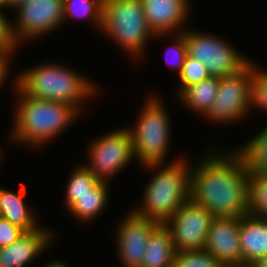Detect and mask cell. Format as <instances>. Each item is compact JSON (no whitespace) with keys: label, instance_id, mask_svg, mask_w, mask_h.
I'll list each match as a JSON object with an SVG mask.
<instances>
[{"label":"cell","instance_id":"1","mask_svg":"<svg viewBox=\"0 0 267 267\" xmlns=\"http://www.w3.org/2000/svg\"><path fill=\"white\" fill-rule=\"evenodd\" d=\"M216 149L210 146L191 166L190 199L214 217L240 218L249 214L250 175L235 149Z\"/></svg>","mask_w":267,"mask_h":267},{"label":"cell","instance_id":"2","mask_svg":"<svg viewBox=\"0 0 267 267\" xmlns=\"http://www.w3.org/2000/svg\"><path fill=\"white\" fill-rule=\"evenodd\" d=\"M13 90L18 96L11 127V143L41 148L53 141L62 131L72 126L80 113L75 107L62 102L27 96L17 85L14 77Z\"/></svg>","mask_w":267,"mask_h":267},{"label":"cell","instance_id":"3","mask_svg":"<svg viewBox=\"0 0 267 267\" xmlns=\"http://www.w3.org/2000/svg\"><path fill=\"white\" fill-rule=\"evenodd\" d=\"M32 67L15 74L16 85L27 96L67 103L81 113L83 104L98 94L94 81L68 65L47 62Z\"/></svg>","mask_w":267,"mask_h":267},{"label":"cell","instance_id":"4","mask_svg":"<svg viewBox=\"0 0 267 267\" xmlns=\"http://www.w3.org/2000/svg\"><path fill=\"white\" fill-rule=\"evenodd\" d=\"M142 166L145 170H153L155 174L143 189L141 206L132 211L164 224L190 199L191 164L183 157H178L168 164L151 163Z\"/></svg>","mask_w":267,"mask_h":267},{"label":"cell","instance_id":"5","mask_svg":"<svg viewBox=\"0 0 267 267\" xmlns=\"http://www.w3.org/2000/svg\"><path fill=\"white\" fill-rule=\"evenodd\" d=\"M100 32L133 60L145 54L151 37L167 36L150 30L141 0H104Z\"/></svg>","mask_w":267,"mask_h":267},{"label":"cell","instance_id":"6","mask_svg":"<svg viewBox=\"0 0 267 267\" xmlns=\"http://www.w3.org/2000/svg\"><path fill=\"white\" fill-rule=\"evenodd\" d=\"M149 95L134 127L128 129L139 165L166 163L170 148L172 126L170 116L164 108L166 105L161 100L162 97L152 93Z\"/></svg>","mask_w":267,"mask_h":267},{"label":"cell","instance_id":"7","mask_svg":"<svg viewBox=\"0 0 267 267\" xmlns=\"http://www.w3.org/2000/svg\"><path fill=\"white\" fill-rule=\"evenodd\" d=\"M188 29L183 31L187 55L205 65L210 76L234 75L252 61L219 35Z\"/></svg>","mask_w":267,"mask_h":267},{"label":"cell","instance_id":"8","mask_svg":"<svg viewBox=\"0 0 267 267\" xmlns=\"http://www.w3.org/2000/svg\"><path fill=\"white\" fill-rule=\"evenodd\" d=\"M96 138L87 146L89 163L84 165L100 181L109 182L110 178L136 160L132 138L127 127L114 129Z\"/></svg>","mask_w":267,"mask_h":267},{"label":"cell","instance_id":"9","mask_svg":"<svg viewBox=\"0 0 267 267\" xmlns=\"http://www.w3.org/2000/svg\"><path fill=\"white\" fill-rule=\"evenodd\" d=\"M251 61L240 72L219 78V88L215 101L203 116L212 123H234L243 119L250 112Z\"/></svg>","mask_w":267,"mask_h":267},{"label":"cell","instance_id":"10","mask_svg":"<svg viewBox=\"0 0 267 267\" xmlns=\"http://www.w3.org/2000/svg\"><path fill=\"white\" fill-rule=\"evenodd\" d=\"M14 11L12 29L19 44L44 37L64 24L63 0H25Z\"/></svg>","mask_w":267,"mask_h":267},{"label":"cell","instance_id":"11","mask_svg":"<svg viewBox=\"0 0 267 267\" xmlns=\"http://www.w3.org/2000/svg\"><path fill=\"white\" fill-rule=\"evenodd\" d=\"M214 216L203 206L187 200L164 225L169 229L176 251L204 248Z\"/></svg>","mask_w":267,"mask_h":267},{"label":"cell","instance_id":"12","mask_svg":"<svg viewBox=\"0 0 267 267\" xmlns=\"http://www.w3.org/2000/svg\"><path fill=\"white\" fill-rule=\"evenodd\" d=\"M115 245L123 267H141L150 233L160 224L132 210L119 221Z\"/></svg>","mask_w":267,"mask_h":267},{"label":"cell","instance_id":"13","mask_svg":"<svg viewBox=\"0 0 267 267\" xmlns=\"http://www.w3.org/2000/svg\"><path fill=\"white\" fill-rule=\"evenodd\" d=\"M223 266H243L240 244V218L214 217L204 248Z\"/></svg>","mask_w":267,"mask_h":267},{"label":"cell","instance_id":"14","mask_svg":"<svg viewBox=\"0 0 267 267\" xmlns=\"http://www.w3.org/2000/svg\"><path fill=\"white\" fill-rule=\"evenodd\" d=\"M147 24L154 34H176L186 29L191 0H141Z\"/></svg>","mask_w":267,"mask_h":267},{"label":"cell","instance_id":"15","mask_svg":"<svg viewBox=\"0 0 267 267\" xmlns=\"http://www.w3.org/2000/svg\"><path fill=\"white\" fill-rule=\"evenodd\" d=\"M56 231L41 227L25 232L9 246L0 248V267H26L52 246ZM54 239V240H53ZM52 243V244H51Z\"/></svg>","mask_w":267,"mask_h":267},{"label":"cell","instance_id":"16","mask_svg":"<svg viewBox=\"0 0 267 267\" xmlns=\"http://www.w3.org/2000/svg\"><path fill=\"white\" fill-rule=\"evenodd\" d=\"M240 244L243 266L267 257V221L252 214L240 217Z\"/></svg>","mask_w":267,"mask_h":267},{"label":"cell","instance_id":"17","mask_svg":"<svg viewBox=\"0 0 267 267\" xmlns=\"http://www.w3.org/2000/svg\"><path fill=\"white\" fill-rule=\"evenodd\" d=\"M25 186L26 184L22 183V187L17 193L0 187V216L22 228L25 232H31L43 225L37 223L38 220L34 215L36 213H33L31 206L28 208V205L25 204Z\"/></svg>","mask_w":267,"mask_h":267},{"label":"cell","instance_id":"18","mask_svg":"<svg viewBox=\"0 0 267 267\" xmlns=\"http://www.w3.org/2000/svg\"><path fill=\"white\" fill-rule=\"evenodd\" d=\"M176 252L169 229L159 224L148 237L141 267H172Z\"/></svg>","mask_w":267,"mask_h":267},{"label":"cell","instance_id":"19","mask_svg":"<svg viewBox=\"0 0 267 267\" xmlns=\"http://www.w3.org/2000/svg\"><path fill=\"white\" fill-rule=\"evenodd\" d=\"M219 88V78L212 77L186 87L178 96V100L186 108L202 117L209 111Z\"/></svg>","mask_w":267,"mask_h":267},{"label":"cell","instance_id":"20","mask_svg":"<svg viewBox=\"0 0 267 267\" xmlns=\"http://www.w3.org/2000/svg\"><path fill=\"white\" fill-rule=\"evenodd\" d=\"M109 184L100 181L90 193L78 197V200L67 210L79 223L91 222L97 219L105 210L109 200Z\"/></svg>","mask_w":267,"mask_h":267},{"label":"cell","instance_id":"21","mask_svg":"<svg viewBox=\"0 0 267 267\" xmlns=\"http://www.w3.org/2000/svg\"><path fill=\"white\" fill-rule=\"evenodd\" d=\"M235 150L243 158L249 175L267 177V124Z\"/></svg>","mask_w":267,"mask_h":267},{"label":"cell","instance_id":"22","mask_svg":"<svg viewBox=\"0 0 267 267\" xmlns=\"http://www.w3.org/2000/svg\"><path fill=\"white\" fill-rule=\"evenodd\" d=\"M104 0H63L64 25L69 19L86 20L101 29Z\"/></svg>","mask_w":267,"mask_h":267},{"label":"cell","instance_id":"23","mask_svg":"<svg viewBox=\"0 0 267 267\" xmlns=\"http://www.w3.org/2000/svg\"><path fill=\"white\" fill-rule=\"evenodd\" d=\"M70 174L63 201L67 210L78 200V197L90 193V190L100 182L82 163L72 169Z\"/></svg>","mask_w":267,"mask_h":267},{"label":"cell","instance_id":"24","mask_svg":"<svg viewBox=\"0 0 267 267\" xmlns=\"http://www.w3.org/2000/svg\"><path fill=\"white\" fill-rule=\"evenodd\" d=\"M248 197L249 214L267 216V177L250 175Z\"/></svg>","mask_w":267,"mask_h":267},{"label":"cell","instance_id":"25","mask_svg":"<svg viewBox=\"0 0 267 267\" xmlns=\"http://www.w3.org/2000/svg\"><path fill=\"white\" fill-rule=\"evenodd\" d=\"M207 67L199 62L197 59L186 56L183 68L178 75L179 85L177 87L176 95L178 96L186 87L199 83L202 80L209 78Z\"/></svg>","mask_w":267,"mask_h":267},{"label":"cell","instance_id":"26","mask_svg":"<svg viewBox=\"0 0 267 267\" xmlns=\"http://www.w3.org/2000/svg\"><path fill=\"white\" fill-rule=\"evenodd\" d=\"M172 267H224L205 249L177 251Z\"/></svg>","mask_w":267,"mask_h":267},{"label":"cell","instance_id":"27","mask_svg":"<svg viewBox=\"0 0 267 267\" xmlns=\"http://www.w3.org/2000/svg\"><path fill=\"white\" fill-rule=\"evenodd\" d=\"M257 107L267 112V71L253 63L251 78L250 109Z\"/></svg>","mask_w":267,"mask_h":267},{"label":"cell","instance_id":"28","mask_svg":"<svg viewBox=\"0 0 267 267\" xmlns=\"http://www.w3.org/2000/svg\"><path fill=\"white\" fill-rule=\"evenodd\" d=\"M172 37H173L172 45L169 46V48H167V51L170 50L171 52H169V54L171 55L173 54L174 56L172 55L173 57H171V59L173 58L172 61L168 60V62L167 61L166 62L168 63V65L170 64L173 67V69H177L176 72L178 73L177 75H179L187 56L185 33L182 32V33L172 34Z\"/></svg>","mask_w":267,"mask_h":267},{"label":"cell","instance_id":"29","mask_svg":"<svg viewBox=\"0 0 267 267\" xmlns=\"http://www.w3.org/2000/svg\"><path fill=\"white\" fill-rule=\"evenodd\" d=\"M2 6H0V50L2 51H15L20 45L13 33L12 19L10 20L3 12Z\"/></svg>","mask_w":267,"mask_h":267},{"label":"cell","instance_id":"30","mask_svg":"<svg viewBox=\"0 0 267 267\" xmlns=\"http://www.w3.org/2000/svg\"><path fill=\"white\" fill-rule=\"evenodd\" d=\"M24 233L25 231L22 228L13 225L7 219L0 216V248L9 246Z\"/></svg>","mask_w":267,"mask_h":267},{"label":"cell","instance_id":"31","mask_svg":"<svg viewBox=\"0 0 267 267\" xmlns=\"http://www.w3.org/2000/svg\"><path fill=\"white\" fill-rule=\"evenodd\" d=\"M14 51H2L0 50V89L3 87V83L8 80L11 57L14 55ZM12 55V56H11Z\"/></svg>","mask_w":267,"mask_h":267},{"label":"cell","instance_id":"32","mask_svg":"<svg viewBox=\"0 0 267 267\" xmlns=\"http://www.w3.org/2000/svg\"><path fill=\"white\" fill-rule=\"evenodd\" d=\"M25 0H4L3 2V8L9 9H16L19 7Z\"/></svg>","mask_w":267,"mask_h":267},{"label":"cell","instance_id":"33","mask_svg":"<svg viewBox=\"0 0 267 267\" xmlns=\"http://www.w3.org/2000/svg\"><path fill=\"white\" fill-rule=\"evenodd\" d=\"M247 267H267V257L255 259L249 264L246 265Z\"/></svg>","mask_w":267,"mask_h":267},{"label":"cell","instance_id":"34","mask_svg":"<svg viewBox=\"0 0 267 267\" xmlns=\"http://www.w3.org/2000/svg\"><path fill=\"white\" fill-rule=\"evenodd\" d=\"M44 267H70L69 264L65 263L62 260L53 259L50 260Z\"/></svg>","mask_w":267,"mask_h":267},{"label":"cell","instance_id":"35","mask_svg":"<svg viewBox=\"0 0 267 267\" xmlns=\"http://www.w3.org/2000/svg\"><path fill=\"white\" fill-rule=\"evenodd\" d=\"M3 155H4V152H3V149H2V147L0 145V163H2V160L1 159L4 158Z\"/></svg>","mask_w":267,"mask_h":267},{"label":"cell","instance_id":"36","mask_svg":"<svg viewBox=\"0 0 267 267\" xmlns=\"http://www.w3.org/2000/svg\"><path fill=\"white\" fill-rule=\"evenodd\" d=\"M226 267H247V266L244 265V266H226Z\"/></svg>","mask_w":267,"mask_h":267},{"label":"cell","instance_id":"37","mask_svg":"<svg viewBox=\"0 0 267 267\" xmlns=\"http://www.w3.org/2000/svg\"><path fill=\"white\" fill-rule=\"evenodd\" d=\"M3 2H4V0H0V6H2V7H3Z\"/></svg>","mask_w":267,"mask_h":267}]
</instances>
